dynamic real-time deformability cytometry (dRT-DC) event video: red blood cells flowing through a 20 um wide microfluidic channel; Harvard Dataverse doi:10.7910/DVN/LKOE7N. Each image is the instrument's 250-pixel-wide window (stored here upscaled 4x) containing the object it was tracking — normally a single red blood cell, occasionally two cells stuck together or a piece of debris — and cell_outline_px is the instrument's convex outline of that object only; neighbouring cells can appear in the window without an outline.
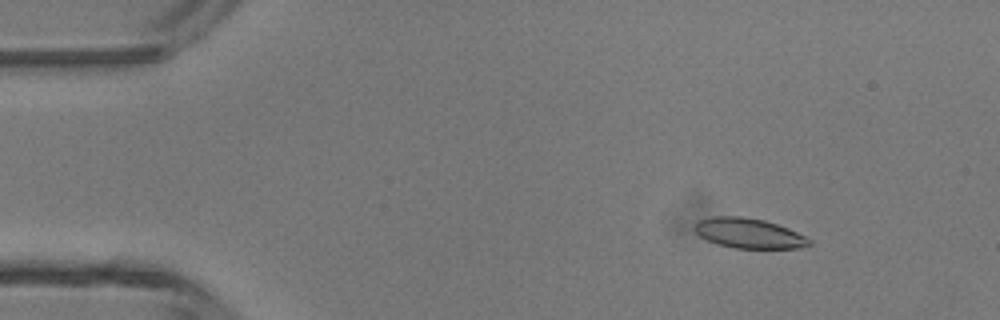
{"species": "common noctule bat (a hibernating species)", "species_latin": "Nyctalus noctula", "temperature_condition": "room temperature", "stored_images_in_passage": 47, "camera_frame_rate_fps": 3000, "um_per_image_px": 0.085, "animal": {"sex": "male", "body_mass_g": 13.3}, "frame": {"image": 1, "passage_image": 6, "time_ms": 1.667, "image_size_px": [1000, 320], "cell_outline_px": [[812, 244], [800, 248], [732, 248], [708, 240], [700, 236], [692, 228], [692, 224], [696, 220], [712, 216], [740, 216], [764, 220], [788, 228], [812, 240]], "centroid_in_image_um": [63.61, 19.81], "position_along_channel_um": 21.4, "area_um2": 20.11}}
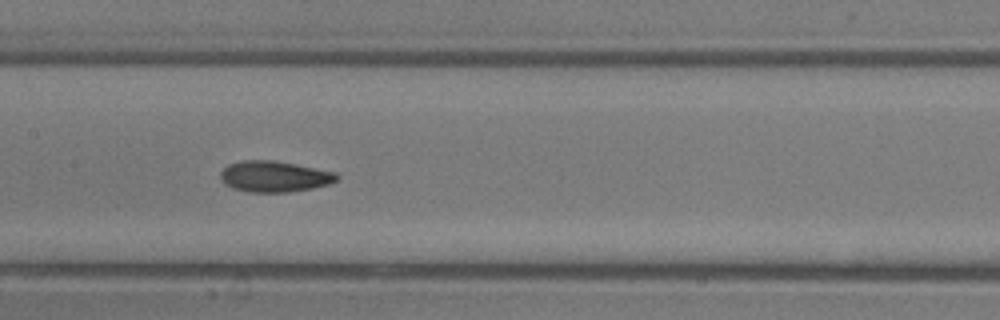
{"frame": {"image": 2, "passage_image": 23, "time_ms": 7.333, "image_size_px": [1000, 320], "cell_outline_px": [[340, 176], [336, 180], [328, 184], [312, 188], [288, 192], [248, 192], [232, 188], [224, 184], [220, 180], [220, 172], [228, 164], [244, 160], [272, 160], [336, 172]], "centroid_in_image_um": [23.28, 15.0], "position_along_channel_um": 184.1, "area_um2": 20.98}}
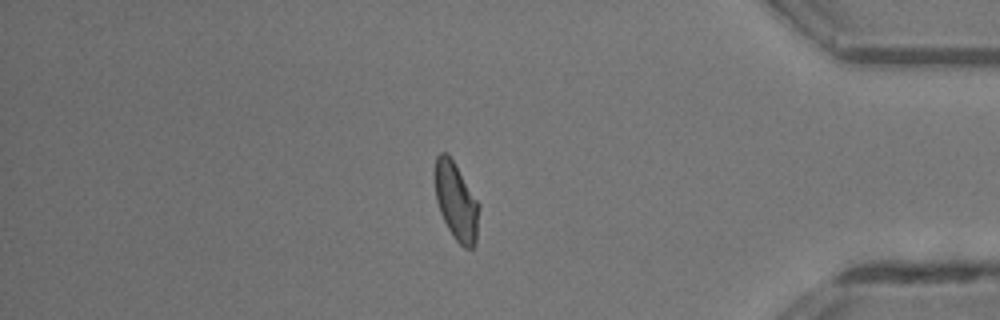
{"frame": {"image": 3, "passage_image": 40, "time_ms": 13.0, "image_size_px": [1000, 320], "cell_outline_px": [[480, 208], [476, 244], [472, 248], [464, 248], [452, 236], [440, 212], [436, 200], [436, 156], [440, 152], [444, 152], [452, 160], [480, 204]], "centroid_in_image_um": [38.81, 17.19], "position_along_channel_um": 396.4, "area_um2": 19.65}, "authors_computed_cell_mechanics": {"area_um2": 20.1722, "velocity_mm_per_s": 4.3622, "shape_relaxation_time_tau1_ms": 4.72, "shape_relaxation_time_tau2_ms": 3.0092, "deformation_change_tau1": 0.1402, "deformation_change_tau2": 0.0927}}